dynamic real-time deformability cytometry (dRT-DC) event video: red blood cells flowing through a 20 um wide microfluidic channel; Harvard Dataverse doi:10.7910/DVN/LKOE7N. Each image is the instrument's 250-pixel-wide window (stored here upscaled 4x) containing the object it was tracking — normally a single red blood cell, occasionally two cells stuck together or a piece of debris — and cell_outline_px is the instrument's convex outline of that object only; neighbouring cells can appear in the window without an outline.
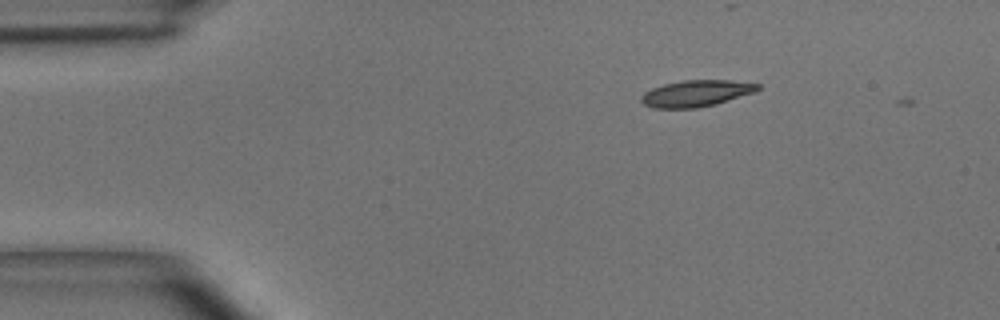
{"species": "common noctule bat (a hibernating species)", "species_latin": "Nyctalus noctula", "temperature_condition": "room temperature", "stored_images_in_passage": 3, "camera_frame_rate_fps": 3000, "um_per_image_px": 0.085, "animal": {"sex": "male", "body_mass_g": 15.6}, "frame": {"image": 1, "passage_image": 1, "time_ms": 0.0, "image_size_px": [1000, 320], "cell_outline_px": [[760, 88], [756, 92], [716, 104], [696, 108], [652, 108], [644, 104], [640, 100], [640, 96], [644, 92], [652, 88], [664, 84], [684, 80], [728, 80], [760, 84]], "centroid_in_image_um": [59.17, 7.94], "position_along_channel_um": 25.8, "area_um2": 18.03}}